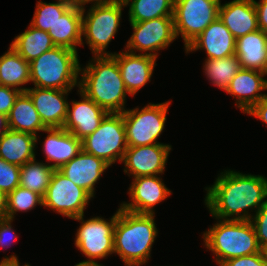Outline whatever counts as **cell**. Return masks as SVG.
I'll list each match as a JSON object with an SVG mask.
<instances>
[{
  "label": "cell",
  "instance_id": "obj_26",
  "mask_svg": "<svg viewBox=\"0 0 267 266\" xmlns=\"http://www.w3.org/2000/svg\"><path fill=\"white\" fill-rule=\"evenodd\" d=\"M7 118L9 129L14 131L29 133L37 137L38 131L44 132L47 129L26 92H21L15 99Z\"/></svg>",
  "mask_w": 267,
  "mask_h": 266
},
{
  "label": "cell",
  "instance_id": "obj_39",
  "mask_svg": "<svg viewBox=\"0 0 267 266\" xmlns=\"http://www.w3.org/2000/svg\"><path fill=\"white\" fill-rule=\"evenodd\" d=\"M254 5L257 12L258 27L267 34V0L259 2L254 0Z\"/></svg>",
  "mask_w": 267,
  "mask_h": 266
},
{
  "label": "cell",
  "instance_id": "obj_30",
  "mask_svg": "<svg viewBox=\"0 0 267 266\" xmlns=\"http://www.w3.org/2000/svg\"><path fill=\"white\" fill-rule=\"evenodd\" d=\"M55 169L43 162L34 160L20 167V185L44 197Z\"/></svg>",
  "mask_w": 267,
  "mask_h": 266
},
{
  "label": "cell",
  "instance_id": "obj_25",
  "mask_svg": "<svg viewBox=\"0 0 267 266\" xmlns=\"http://www.w3.org/2000/svg\"><path fill=\"white\" fill-rule=\"evenodd\" d=\"M37 137L8 129L0 137V157L7 163L23 166L35 159Z\"/></svg>",
  "mask_w": 267,
  "mask_h": 266
},
{
  "label": "cell",
  "instance_id": "obj_8",
  "mask_svg": "<svg viewBox=\"0 0 267 266\" xmlns=\"http://www.w3.org/2000/svg\"><path fill=\"white\" fill-rule=\"evenodd\" d=\"M169 104L149 103L141 111L134 108L122 113L128 147L163 144L156 140L164 130Z\"/></svg>",
  "mask_w": 267,
  "mask_h": 266
},
{
  "label": "cell",
  "instance_id": "obj_33",
  "mask_svg": "<svg viewBox=\"0 0 267 266\" xmlns=\"http://www.w3.org/2000/svg\"><path fill=\"white\" fill-rule=\"evenodd\" d=\"M38 204L43 206V197L41 195L18 186L8 194L6 218L13 220L16 212H26L35 208Z\"/></svg>",
  "mask_w": 267,
  "mask_h": 266
},
{
  "label": "cell",
  "instance_id": "obj_20",
  "mask_svg": "<svg viewBox=\"0 0 267 266\" xmlns=\"http://www.w3.org/2000/svg\"><path fill=\"white\" fill-rule=\"evenodd\" d=\"M108 167L110 166L102 159L82 150L72 160L62 165L58 171L93 197L95 196L94 186Z\"/></svg>",
  "mask_w": 267,
  "mask_h": 266
},
{
  "label": "cell",
  "instance_id": "obj_34",
  "mask_svg": "<svg viewBox=\"0 0 267 266\" xmlns=\"http://www.w3.org/2000/svg\"><path fill=\"white\" fill-rule=\"evenodd\" d=\"M20 185V166L0 157V189L7 195Z\"/></svg>",
  "mask_w": 267,
  "mask_h": 266
},
{
  "label": "cell",
  "instance_id": "obj_11",
  "mask_svg": "<svg viewBox=\"0 0 267 266\" xmlns=\"http://www.w3.org/2000/svg\"><path fill=\"white\" fill-rule=\"evenodd\" d=\"M90 199L92 196L87 191L55 170L43 197V206L74 219L84 215Z\"/></svg>",
  "mask_w": 267,
  "mask_h": 266
},
{
  "label": "cell",
  "instance_id": "obj_36",
  "mask_svg": "<svg viewBox=\"0 0 267 266\" xmlns=\"http://www.w3.org/2000/svg\"><path fill=\"white\" fill-rule=\"evenodd\" d=\"M220 266H267L262 252L224 261Z\"/></svg>",
  "mask_w": 267,
  "mask_h": 266
},
{
  "label": "cell",
  "instance_id": "obj_16",
  "mask_svg": "<svg viewBox=\"0 0 267 266\" xmlns=\"http://www.w3.org/2000/svg\"><path fill=\"white\" fill-rule=\"evenodd\" d=\"M71 90L28 88L26 93L47 128H63L67 119L68 102L65 97Z\"/></svg>",
  "mask_w": 267,
  "mask_h": 266
},
{
  "label": "cell",
  "instance_id": "obj_7",
  "mask_svg": "<svg viewBox=\"0 0 267 266\" xmlns=\"http://www.w3.org/2000/svg\"><path fill=\"white\" fill-rule=\"evenodd\" d=\"M127 148L122 113H108L98 129L82 139V150L102 159L109 166L117 160L121 163Z\"/></svg>",
  "mask_w": 267,
  "mask_h": 266
},
{
  "label": "cell",
  "instance_id": "obj_2",
  "mask_svg": "<svg viewBox=\"0 0 267 266\" xmlns=\"http://www.w3.org/2000/svg\"><path fill=\"white\" fill-rule=\"evenodd\" d=\"M81 69L79 90L108 113H123L128 93L113 55H93Z\"/></svg>",
  "mask_w": 267,
  "mask_h": 266
},
{
  "label": "cell",
  "instance_id": "obj_21",
  "mask_svg": "<svg viewBox=\"0 0 267 266\" xmlns=\"http://www.w3.org/2000/svg\"><path fill=\"white\" fill-rule=\"evenodd\" d=\"M219 19L236 39L259 30L254 0H233L220 4Z\"/></svg>",
  "mask_w": 267,
  "mask_h": 266
},
{
  "label": "cell",
  "instance_id": "obj_46",
  "mask_svg": "<svg viewBox=\"0 0 267 266\" xmlns=\"http://www.w3.org/2000/svg\"><path fill=\"white\" fill-rule=\"evenodd\" d=\"M261 252H262L263 257H264V259H265V262H266V264H267V246L263 247V248L261 249Z\"/></svg>",
  "mask_w": 267,
  "mask_h": 266
},
{
  "label": "cell",
  "instance_id": "obj_1",
  "mask_svg": "<svg viewBox=\"0 0 267 266\" xmlns=\"http://www.w3.org/2000/svg\"><path fill=\"white\" fill-rule=\"evenodd\" d=\"M206 191L205 205L212 217L251 220L249 209L257 212L267 202V178L225 170Z\"/></svg>",
  "mask_w": 267,
  "mask_h": 266
},
{
  "label": "cell",
  "instance_id": "obj_18",
  "mask_svg": "<svg viewBox=\"0 0 267 266\" xmlns=\"http://www.w3.org/2000/svg\"><path fill=\"white\" fill-rule=\"evenodd\" d=\"M265 75L267 73L242 68L225 89L228 94L235 97L236 106L243 113H247L267 95L261 93V91L267 90Z\"/></svg>",
  "mask_w": 267,
  "mask_h": 266
},
{
  "label": "cell",
  "instance_id": "obj_45",
  "mask_svg": "<svg viewBox=\"0 0 267 266\" xmlns=\"http://www.w3.org/2000/svg\"><path fill=\"white\" fill-rule=\"evenodd\" d=\"M75 266H102L101 264H98L97 261H82Z\"/></svg>",
  "mask_w": 267,
  "mask_h": 266
},
{
  "label": "cell",
  "instance_id": "obj_37",
  "mask_svg": "<svg viewBox=\"0 0 267 266\" xmlns=\"http://www.w3.org/2000/svg\"><path fill=\"white\" fill-rule=\"evenodd\" d=\"M20 93L18 89L0 85V112L8 115Z\"/></svg>",
  "mask_w": 267,
  "mask_h": 266
},
{
  "label": "cell",
  "instance_id": "obj_3",
  "mask_svg": "<svg viewBox=\"0 0 267 266\" xmlns=\"http://www.w3.org/2000/svg\"><path fill=\"white\" fill-rule=\"evenodd\" d=\"M154 214H136L118 208L114 227V253L125 266L147 263L158 230Z\"/></svg>",
  "mask_w": 267,
  "mask_h": 266
},
{
  "label": "cell",
  "instance_id": "obj_38",
  "mask_svg": "<svg viewBox=\"0 0 267 266\" xmlns=\"http://www.w3.org/2000/svg\"><path fill=\"white\" fill-rule=\"evenodd\" d=\"M12 219L0 218V247L5 248L11 246L12 240H17L15 236V231L12 229L11 223ZM9 234V235H8ZM8 235V237H6Z\"/></svg>",
  "mask_w": 267,
  "mask_h": 266
},
{
  "label": "cell",
  "instance_id": "obj_27",
  "mask_svg": "<svg viewBox=\"0 0 267 266\" xmlns=\"http://www.w3.org/2000/svg\"><path fill=\"white\" fill-rule=\"evenodd\" d=\"M30 82V66L11 46L9 50L0 56V85L8 86L26 92L28 88H22ZM20 86V87H19Z\"/></svg>",
  "mask_w": 267,
  "mask_h": 266
},
{
  "label": "cell",
  "instance_id": "obj_10",
  "mask_svg": "<svg viewBox=\"0 0 267 266\" xmlns=\"http://www.w3.org/2000/svg\"><path fill=\"white\" fill-rule=\"evenodd\" d=\"M83 218L84 215L74 218L81 222L75 234L76 248L88 258L87 261H95V259H102L113 254L117 212L109 222L98 216L86 221Z\"/></svg>",
  "mask_w": 267,
  "mask_h": 266
},
{
  "label": "cell",
  "instance_id": "obj_44",
  "mask_svg": "<svg viewBox=\"0 0 267 266\" xmlns=\"http://www.w3.org/2000/svg\"><path fill=\"white\" fill-rule=\"evenodd\" d=\"M108 1H113V0H73L75 4L78 5H85L87 3H98V2H108Z\"/></svg>",
  "mask_w": 267,
  "mask_h": 266
},
{
  "label": "cell",
  "instance_id": "obj_23",
  "mask_svg": "<svg viewBox=\"0 0 267 266\" xmlns=\"http://www.w3.org/2000/svg\"><path fill=\"white\" fill-rule=\"evenodd\" d=\"M235 55L243 69L267 73V34L259 29L237 38Z\"/></svg>",
  "mask_w": 267,
  "mask_h": 266
},
{
  "label": "cell",
  "instance_id": "obj_5",
  "mask_svg": "<svg viewBox=\"0 0 267 266\" xmlns=\"http://www.w3.org/2000/svg\"><path fill=\"white\" fill-rule=\"evenodd\" d=\"M30 82L35 87L71 90L79 87L80 63L77 51L55 46L29 63Z\"/></svg>",
  "mask_w": 267,
  "mask_h": 266
},
{
  "label": "cell",
  "instance_id": "obj_32",
  "mask_svg": "<svg viewBox=\"0 0 267 266\" xmlns=\"http://www.w3.org/2000/svg\"><path fill=\"white\" fill-rule=\"evenodd\" d=\"M56 3L38 1L31 25L49 31L63 14L74 4L73 0H57Z\"/></svg>",
  "mask_w": 267,
  "mask_h": 266
},
{
  "label": "cell",
  "instance_id": "obj_47",
  "mask_svg": "<svg viewBox=\"0 0 267 266\" xmlns=\"http://www.w3.org/2000/svg\"><path fill=\"white\" fill-rule=\"evenodd\" d=\"M18 266H20V263L18 262ZM23 266V265H22ZM24 266H30L29 264H25Z\"/></svg>",
  "mask_w": 267,
  "mask_h": 266
},
{
  "label": "cell",
  "instance_id": "obj_14",
  "mask_svg": "<svg viewBox=\"0 0 267 266\" xmlns=\"http://www.w3.org/2000/svg\"><path fill=\"white\" fill-rule=\"evenodd\" d=\"M128 194L132 202H123L120 208L136 214H155L153 207L165 200L171 191L158 175H152L133 178Z\"/></svg>",
  "mask_w": 267,
  "mask_h": 266
},
{
  "label": "cell",
  "instance_id": "obj_29",
  "mask_svg": "<svg viewBox=\"0 0 267 266\" xmlns=\"http://www.w3.org/2000/svg\"><path fill=\"white\" fill-rule=\"evenodd\" d=\"M123 0L129 5V21L137 23L158 17H173L174 0Z\"/></svg>",
  "mask_w": 267,
  "mask_h": 266
},
{
  "label": "cell",
  "instance_id": "obj_12",
  "mask_svg": "<svg viewBox=\"0 0 267 266\" xmlns=\"http://www.w3.org/2000/svg\"><path fill=\"white\" fill-rule=\"evenodd\" d=\"M130 24L134 32L125 47L127 48L125 51L130 53L139 50L144 52V55L157 58L156 52L167 48L177 38L173 17H158Z\"/></svg>",
  "mask_w": 267,
  "mask_h": 266
},
{
  "label": "cell",
  "instance_id": "obj_40",
  "mask_svg": "<svg viewBox=\"0 0 267 266\" xmlns=\"http://www.w3.org/2000/svg\"><path fill=\"white\" fill-rule=\"evenodd\" d=\"M246 114L260 119L267 125V95L259 103H256Z\"/></svg>",
  "mask_w": 267,
  "mask_h": 266
},
{
  "label": "cell",
  "instance_id": "obj_43",
  "mask_svg": "<svg viewBox=\"0 0 267 266\" xmlns=\"http://www.w3.org/2000/svg\"><path fill=\"white\" fill-rule=\"evenodd\" d=\"M9 129L7 115L0 112V137Z\"/></svg>",
  "mask_w": 267,
  "mask_h": 266
},
{
  "label": "cell",
  "instance_id": "obj_13",
  "mask_svg": "<svg viewBox=\"0 0 267 266\" xmlns=\"http://www.w3.org/2000/svg\"><path fill=\"white\" fill-rule=\"evenodd\" d=\"M171 146L168 144H152L128 147L122 162L124 172L134 178L163 174Z\"/></svg>",
  "mask_w": 267,
  "mask_h": 266
},
{
  "label": "cell",
  "instance_id": "obj_17",
  "mask_svg": "<svg viewBox=\"0 0 267 266\" xmlns=\"http://www.w3.org/2000/svg\"><path fill=\"white\" fill-rule=\"evenodd\" d=\"M236 38L219 17L186 47V53L205 49L207 59H222L235 55Z\"/></svg>",
  "mask_w": 267,
  "mask_h": 266
},
{
  "label": "cell",
  "instance_id": "obj_15",
  "mask_svg": "<svg viewBox=\"0 0 267 266\" xmlns=\"http://www.w3.org/2000/svg\"><path fill=\"white\" fill-rule=\"evenodd\" d=\"M78 92H80L81 100H72L71 108L68 103L67 119L63 128L82 140L98 129L108 112L88 98L82 91L78 90Z\"/></svg>",
  "mask_w": 267,
  "mask_h": 266
},
{
  "label": "cell",
  "instance_id": "obj_41",
  "mask_svg": "<svg viewBox=\"0 0 267 266\" xmlns=\"http://www.w3.org/2000/svg\"><path fill=\"white\" fill-rule=\"evenodd\" d=\"M8 195L0 189V218H6Z\"/></svg>",
  "mask_w": 267,
  "mask_h": 266
},
{
  "label": "cell",
  "instance_id": "obj_42",
  "mask_svg": "<svg viewBox=\"0 0 267 266\" xmlns=\"http://www.w3.org/2000/svg\"><path fill=\"white\" fill-rule=\"evenodd\" d=\"M18 262V258L13 254L10 257L2 258L0 266H18Z\"/></svg>",
  "mask_w": 267,
  "mask_h": 266
},
{
  "label": "cell",
  "instance_id": "obj_35",
  "mask_svg": "<svg viewBox=\"0 0 267 266\" xmlns=\"http://www.w3.org/2000/svg\"><path fill=\"white\" fill-rule=\"evenodd\" d=\"M254 226L260 249L267 246V202L255 212L250 220Z\"/></svg>",
  "mask_w": 267,
  "mask_h": 266
},
{
  "label": "cell",
  "instance_id": "obj_9",
  "mask_svg": "<svg viewBox=\"0 0 267 266\" xmlns=\"http://www.w3.org/2000/svg\"><path fill=\"white\" fill-rule=\"evenodd\" d=\"M220 0H174L175 35L186 47L219 17Z\"/></svg>",
  "mask_w": 267,
  "mask_h": 266
},
{
  "label": "cell",
  "instance_id": "obj_19",
  "mask_svg": "<svg viewBox=\"0 0 267 266\" xmlns=\"http://www.w3.org/2000/svg\"><path fill=\"white\" fill-rule=\"evenodd\" d=\"M120 68L122 79L130 96H134L140 88L150 81L156 59L142 53H130L127 51L112 54Z\"/></svg>",
  "mask_w": 267,
  "mask_h": 266
},
{
  "label": "cell",
  "instance_id": "obj_22",
  "mask_svg": "<svg viewBox=\"0 0 267 266\" xmlns=\"http://www.w3.org/2000/svg\"><path fill=\"white\" fill-rule=\"evenodd\" d=\"M48 133L43 143L46 160L55 170L66 164L82 151V140L64 128H47Z\"/></svg>",
  "mask_w": 267,
  "mask_h": 266
},
{
  "label": "cell",
  "instance_id": "obj_28",
  "mask_svg": "<svg viewBox=\"0 0 267 266\" xmlns=\"http://www.w3.org/2000/svg\"><path fill=\"white\" fill-rule=\"evenodd\" d=\"M10 46L29 63L55 47L47 31L31 24L27 30L15 37Z\"/></svg>",
  "mask_w": 267,
  "mask_h": 266
},
{
  "label": "cell",
  "instance_id": "obj_24",
  "mask_svg": "<svg viewBox=\"0 0 267 266\" xmlns=\"http://www.w3.org/2000/svg\"><path fill=\"white\" fill-rule=\"evenodd\" d=\"M82 6L73 4L48 31L57 47L77 51V45H83L82 39Z\"/></svg>",
  "mask_w": 267,
  "mask_h": 266
},
{
  "label": "cell",
  "instance_id": "obj_31",
  "mask_svg": "<svg viewBox=\"0 0 267 266\" xmlns=\"http://www.w3.org/2000/svg\"><path fill=\"white\" fill-rule=\"evenodd\" d=\"M203 69L211 83L225 91L242 67L238 57L231 55L222 59H205Z\"/></svg>",
  "mask_w": 267,
  "mask_h": 266
},
{
  "label": "cell",
  "instance_id": "obj_4",
  "mask_svg": "<svg viewBox=\"0 0 267 266\" xmlns=\"http://www.w3.org/2000/svg\"><path fill=\"white\" fill-rule=\"evenodd\" d=\"M215 219L219 222L203 233V239L219 266L226 260L261 251L250 220Z\"/></svg>",
  "mask_w": 267,
  "mask_h": 266
},
{
  "label": "cell",
  "instance_id": "obj_6",
  "mask_svg": "<svg viewBox=\"0 0 267 266\" xmlns=\"http://www.w3.org/2000/svg\"><path fill=\"white\" fill-rule=\"evenodd\" d=\"M123 0L93 3L86 16L82 5V36L94 55H112L106 52L120 25Z\"/></svg>",
  "mask_w": 267,
  "mask_h": 266
}]
</instances>
